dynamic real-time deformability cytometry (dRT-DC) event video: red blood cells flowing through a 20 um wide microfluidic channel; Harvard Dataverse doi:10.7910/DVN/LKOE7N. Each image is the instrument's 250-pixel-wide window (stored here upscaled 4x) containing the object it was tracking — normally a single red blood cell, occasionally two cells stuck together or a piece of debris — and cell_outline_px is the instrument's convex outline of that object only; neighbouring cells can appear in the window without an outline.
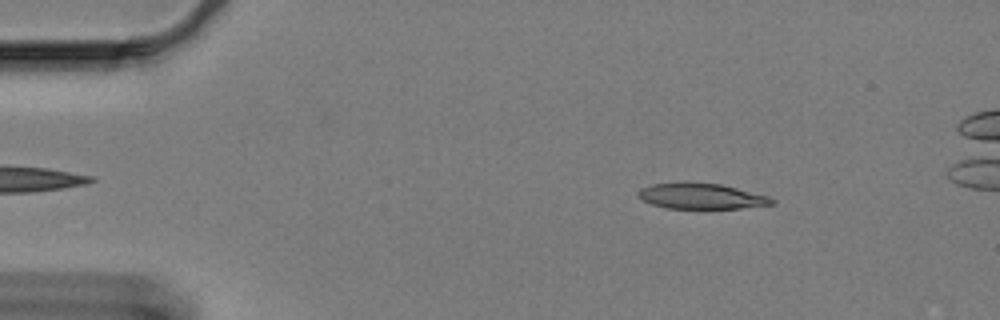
{"species": "Egyptian fruit bat (a non-hibernating species)", "species_latin": "Rousettus aegyptiacus", "temperature_condition": "cold", "stored_images_in_passage": 56, "camera_frame_rate_fps": 3000, "um_per_image_px": 0.085, "animal": {"sex": "female"}, "frame": {"image": 1, "passage_image": 8, "time_ms": 2.333, "image_size_px": [1000, 320], "cell_outline_px": [[776, 204], [704, 212], [668, 208], [652, 204], [644, 200], [636, 192], [640, 188], [652, 184], [720, 184], [768, 196], [776, 200]], "centroid_in_image_um": [59.67, 16.76], "position_along_channel_um": 25.3, "area_um2": 20.29}}
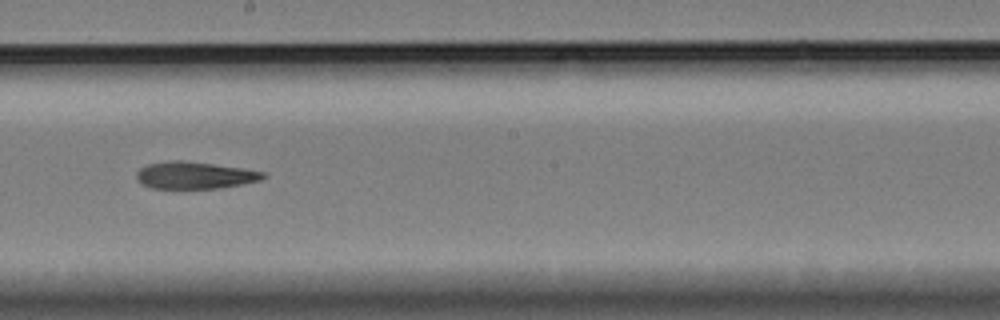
{"frame": {"image": 2, "passage_image": 33, "time_ms": 10.667, "image_size_px": [1000, 320], "cell_outline_px": [[268, 176], [260, 180], [220, 188], [152, 188], [140, 184], [136, 180], [136, 172], [140, 168], [148, 164], [168, 160], [180, 160], [212, 164], [240, 168], [264, 172]], "centroid_in_image_um": [16.49, 14.9], "position_along_channel_um": 231.7, "area_um2": 19.88}}
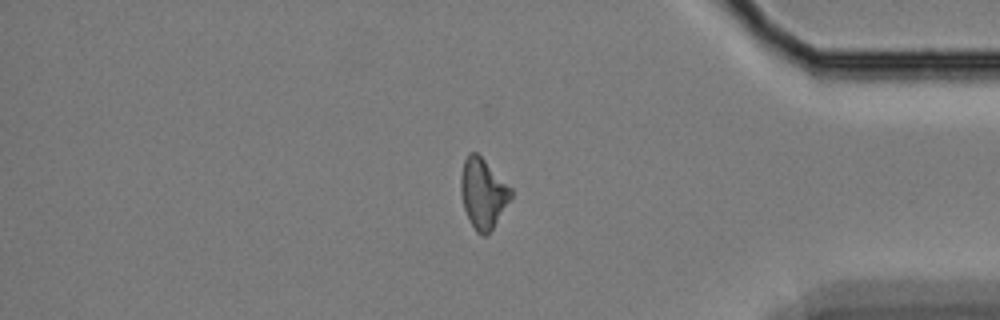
{"frame": {"image": 3, "passage_image": 50, "time_ms": 16.333, "image_size_px": [1000, 320], "cell_outline_px": [[512, 196], [492, 228], [484, 236], [476, 232], [464, 208], [460, 192], [460, 176], [464, 160], [468, 152], [476, 152], [512, 188]], "centroid_in_image_um": [41.03, 16.4], "position_along_channel_um": 394.2, "area_um2": 20.06}}